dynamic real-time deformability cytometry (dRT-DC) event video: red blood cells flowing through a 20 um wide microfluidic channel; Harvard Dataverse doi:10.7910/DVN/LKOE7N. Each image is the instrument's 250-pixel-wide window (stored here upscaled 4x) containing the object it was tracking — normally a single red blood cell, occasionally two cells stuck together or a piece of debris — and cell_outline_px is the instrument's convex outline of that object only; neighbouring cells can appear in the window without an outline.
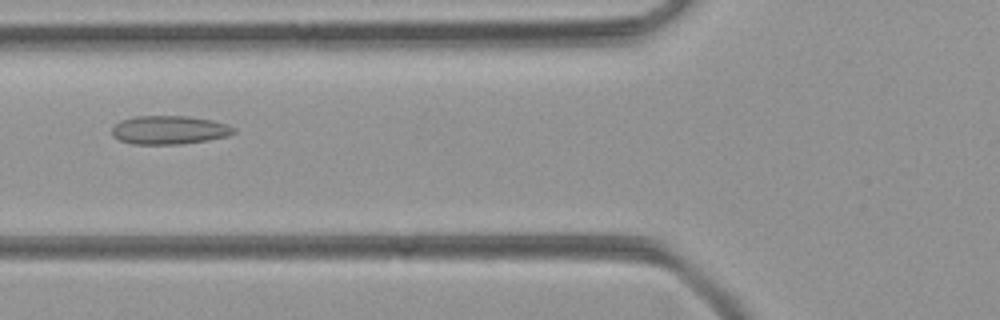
{"species": "common noctule bat (a hibernating species)", "species_latin": "Nyctalus noctula", "temperature_condition": "room temperature", "stored_images_in_passage": 34, "camera_frame_rate_fps": 3000, "um_per_image_px": 0.085, "animal": {"sex": "female", "body_mass_g": 21.9}, "frame": {"image": 1, "passage_image": 3, "time_ms": 0.667, "image_size_px": [1000, 320], "cell_outline_px": [[236, 132], [228, 136], [208, 140], [180, 144], [132, 144], [120, 140], [112, 136], [112, 128], [120, 120], [136, 116], [188, 116], [212, 120], [228, 124], [236, 128]], "centroid_in_image_um": [14.41, 11.05], "position_along_channel_um": 111.4, "area_um2": 20.4}}
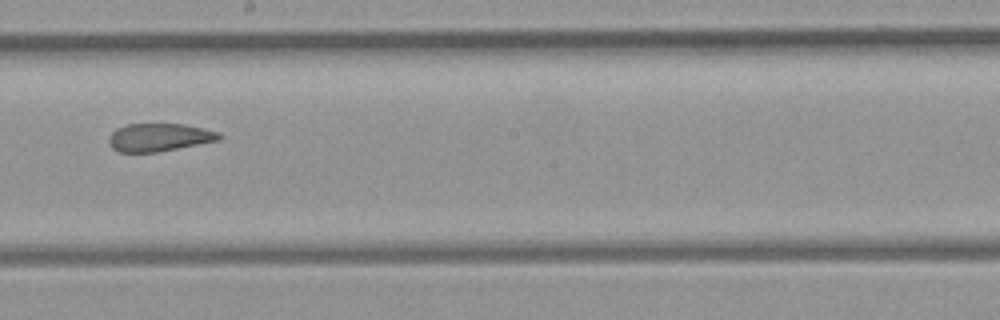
{"frame": {"image": 2, "passage_image": 12, "time_ms": 3.667, "image_size_px": [1000, 320], "cell_outline_px": [[224, 136], [220, 140], [156, 152], [120, 152], [112, 148], [108, 144], [108, 136], [116, 128], [128, 124], [184, 124], [204, 128], [220, 132]], "centroid_in_image_um": [13.54, 11.67], "position_along_channel_um": 234.7, "area_um2": 18.09}}
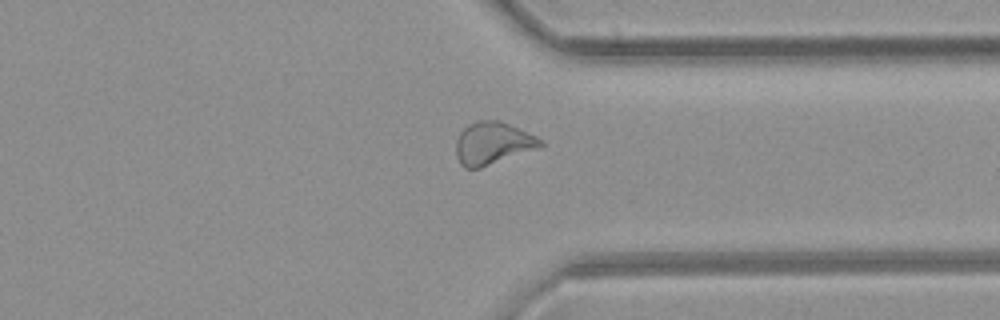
{"frame": {"image": 3, "passage_image": 22, "time_ms": 7.0, "image_size_px": [1000, 320], "cell_outline_px": [[544, 148], [480, 168], [464, 168], [460, 164], [456, 156], [456, 140], [460, 132], [468, 124], [480, 120], [496, 120], [508, 124], [536, 136], [544, 140]], "centroid_in_image_um": [41.92, 12.2], "position_along_channel_um": 369.5, "area_um2": 21.27}}